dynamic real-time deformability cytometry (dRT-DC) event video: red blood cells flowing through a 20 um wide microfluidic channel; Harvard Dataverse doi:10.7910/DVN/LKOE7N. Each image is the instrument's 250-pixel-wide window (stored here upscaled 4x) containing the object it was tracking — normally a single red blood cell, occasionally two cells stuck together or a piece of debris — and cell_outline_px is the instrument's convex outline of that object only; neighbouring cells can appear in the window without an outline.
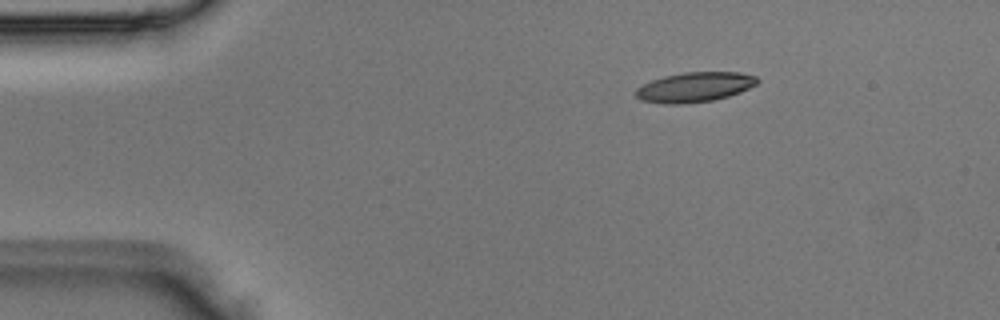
{"species": "Egyptian fruit bat (a non-hibernating species)", "species_latin": "Rousettus aegyptiacus", "temperature_condition": "room temperature", "stored_images_in_passage": 3, "camera_frame_rate_fps": 3000, "um_per_image_px": 0.085, "animal": {"sex": "male"}, "frame": {"image": 1, "passage_image": 1, "time_ms": 0.0, "image_size_px": [1000, 320], "cell_outline_px": [[760, 80], [756, 84], [740, 92], [728, 96], [712, 100], [684, 104], [664, 104], [640, 100], [636, 96], [636, 88], [652, 80], [664, 76], [684, 72], [740, 72], [756, 76]], "centroid_in_image_um": [59.04, 7.4], "position_along_channel_um": 26.0, "area_um2": 21.1}}